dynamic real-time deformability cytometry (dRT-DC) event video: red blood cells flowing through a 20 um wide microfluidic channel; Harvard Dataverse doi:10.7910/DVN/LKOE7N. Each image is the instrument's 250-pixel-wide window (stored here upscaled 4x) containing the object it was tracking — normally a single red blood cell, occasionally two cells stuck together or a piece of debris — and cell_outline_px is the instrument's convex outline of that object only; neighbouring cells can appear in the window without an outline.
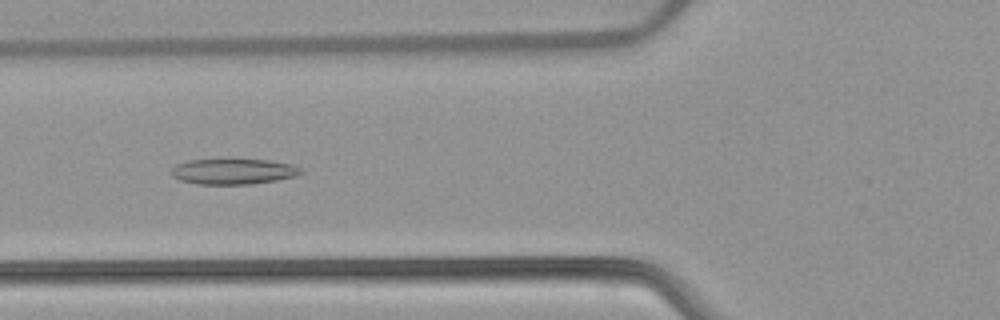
{"species": "common noctule bat (a hibernating species)", "species_latin": "Nyctalus noctula", "temperature_condition": "warm", "stored_images_in_passage": 52, "camera_frame_rate_fps": 3000, "um_per_image_px": 0.085, "animal": {"sex": "female", "body_mass_g": 22.7, "forearm_length_mm": 54.2}, "frame": {"image": 1, "passage_image": 20, "time_ms": 6.333, "image_size_px": [1000, 320], "cell_outline_px": [[304, 172], [296, 176], [276, 180], [252, 184], [200, 184], [180, 180], [172, 176], [172, 168], [176, 164], [188, 160], [268, 160], [292, 164], [300, 168]], "centroid_in_image_um": [19.85, 14.58], "position_along_channel_um": 106.0, "area_um2": 19.13}}
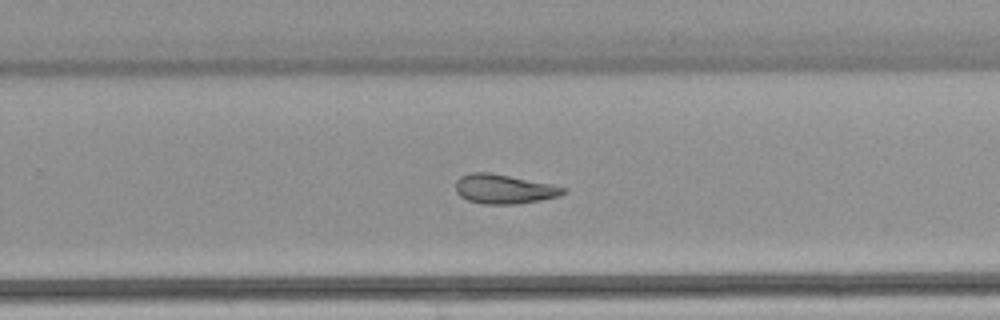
{"frame": {"image": 2, "passage_image": 34, "time_ms": 11.0, "image_size_px": [1000, 320], "cell_outline_px": [[568, 188], [560, 196], [540, 200], [516, 204], [480, 204], [468, 200], [460, 196], [456, 192], [456, 180], [460, 176], [468, 172], [492, 172], [552, 184]], "centroid_in_image_um": [42.82, 16.05], "position_along_channel_um": 287.0, "area_um2": 18.67}}
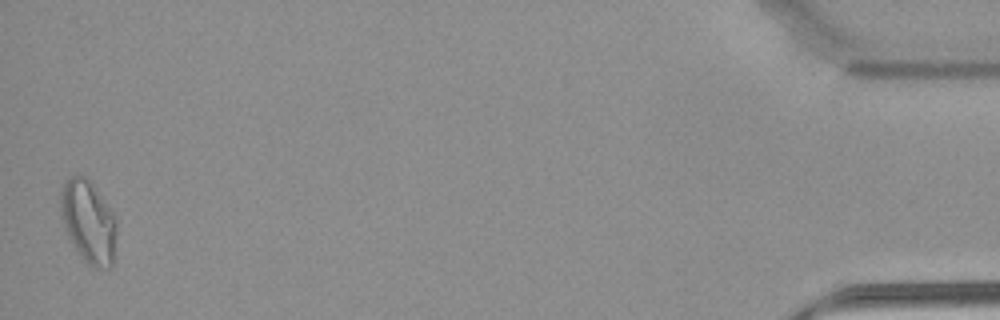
{"frame": {"image": 3, "passage_image": 52, "time_ms": 17.0, "image_size_px": [1000, 320], "cell_outline_px": [[116, 232], [112, 268], [92, 268], [84, 260], [68, 236], [64, 228], [60, 216], [60, 192], [68, 176], [84, 176], [92, 180], [112, 212], [116, 220]], "centroid_in_image_um": [7.51, 18.82], "position_along_channel_um": 427.7, "area_um2": 27.17}, "authors_computed_cell_mechanics": {"area_um2": 21.2126, "velocity_mm_per_s": 3.8833, "shape_relaxation_time_tau1_ms": null, "shape_relaxation_time_tau2_ms": 5.859, "deformation_change_tau1": null, "deformation_change_tau2": 0.1495}}